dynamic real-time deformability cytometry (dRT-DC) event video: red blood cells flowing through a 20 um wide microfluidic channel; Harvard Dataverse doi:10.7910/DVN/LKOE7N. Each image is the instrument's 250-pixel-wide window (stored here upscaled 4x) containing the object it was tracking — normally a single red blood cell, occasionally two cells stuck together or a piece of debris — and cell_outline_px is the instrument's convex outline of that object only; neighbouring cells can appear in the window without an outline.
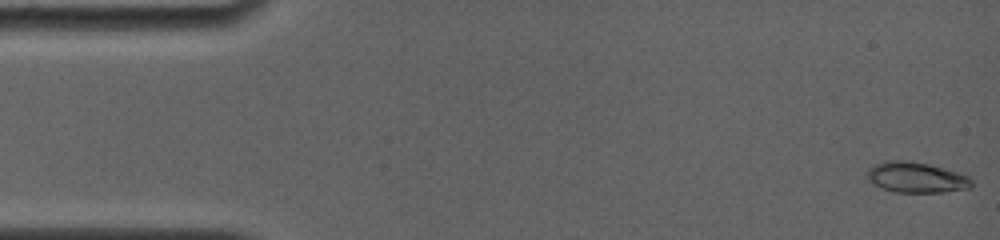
{"species": "common noctule bat (a hibernating species)", "species_latin": "Nyctalus noctula", "temperature_condition": "room temperature", "stored_images_in_passage": 65, "camera_frame_rate_fps": 4000, "um_per_image_px": 0.085, "animal": {"sex": "female", "body_mass_g": 19.0, "forearm_length_mm": 56.7}, "frame": {"image": 1, "passage_image": 1, "time_ms": 0.0, "image_size_px": [1000, 240], "cell_outline_px": [[972, 188], [944, 192], [896, 192], [884, 188], [868, 180], [864, 176], [864, 172], [868, 168], [876, 164], [924, 164], [944, 168], [972, 176]], "centroid_in_image_um": [77.98, 15.15], "position_along_channel_um": 7.0, "area_um2": 17.74}}
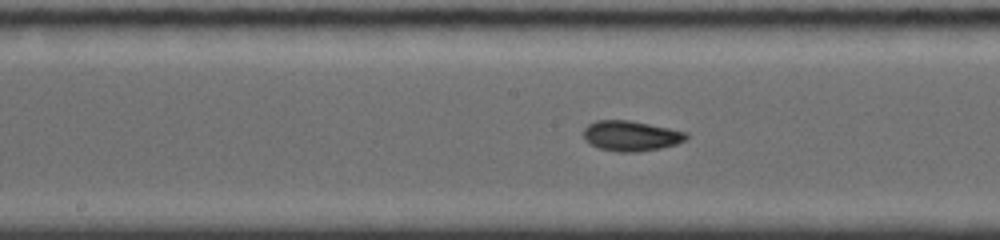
{"frame": {"image": 2, "passage_image": 33, "time_ms": 8.0, "image_size_px": [1000, 240], "cell_outline_px": [[688, 136], [684, 140], [676, 144], [660, 148], [636, 152], [616, 152], [600, 148], [584, 140], [584, 128], [588, 124], [596, 120], [632, 120], [688, 132]], "centroid_in_image_um": [53.63, 11.54], "position_along_channel_um": 194.6, "area_um2": 18.15}}
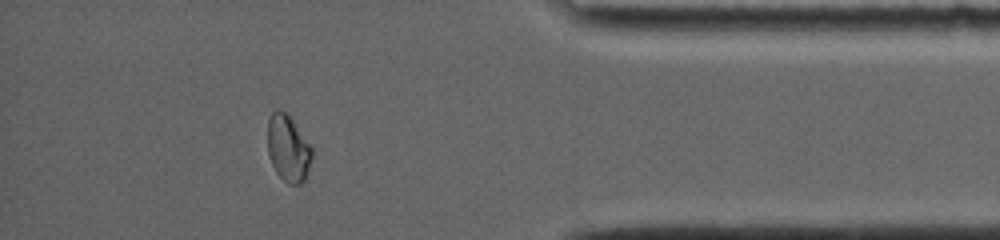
{"frame": {"image": 3, "passage_image": 57, "time_ms": 14.0, "image_size_px": [1000, 240], "cell_outline_px": [[312, 156], [308, 172], [304, 180], [300, 184], [288, 184], [276, 172], [272, 164], [268, 152], [268, 120], [272, 112], [276, 108], [280, 108], [288, 112], [312, 148]], "centroid_in_image_um": [24.49, 12.57], "position_along_channel_um": 410.7, "area_um2": 17.34}, "authors_computed_cell_mechanics": {"area_um2": 17.5134, "velocity_mm_per_s": 3.9096, "shape_relaxation_time_tau1_ms": 7.3712, "shape_relaxation_time_tau2_ms": 1.0812, "deformation_change_tau1": 0.2244, "deformation_change_tau2": 0.0489}}